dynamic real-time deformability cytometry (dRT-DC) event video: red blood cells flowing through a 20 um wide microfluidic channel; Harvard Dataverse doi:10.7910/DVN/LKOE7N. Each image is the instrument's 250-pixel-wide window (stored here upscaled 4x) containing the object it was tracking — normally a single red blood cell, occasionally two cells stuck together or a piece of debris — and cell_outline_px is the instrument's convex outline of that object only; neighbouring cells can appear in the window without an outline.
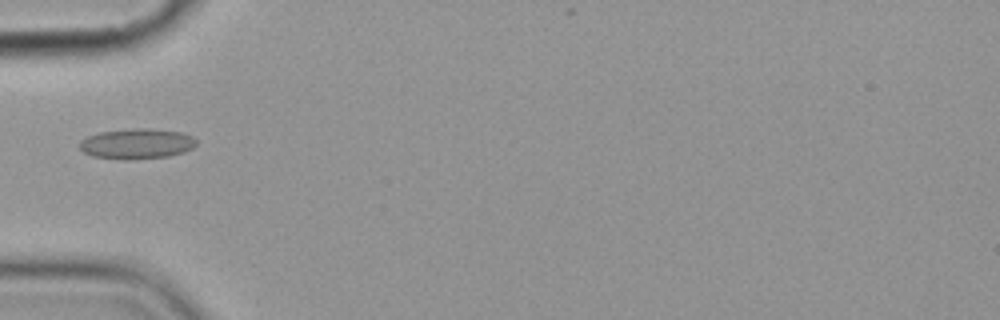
{"species": "common noctule bat (a hibernating species)", "species_latin": "Nyctalus noctula", "temperature_condition": "cold", "stored_images_in_passage": 11, "camera_frame_rate_fps": 3000, "um_per_image_px": 0.085, "animal": {"sex": "female", "body_mass_g": 19.9}, "frame": {"image": 1, "passage_image": 5, "time_ms": 5.667, "image_size_px": [1000, 320], "cell_outline_px": [[196, 144], [192, 148], [184, 152], [168, 156], [128, 160], [124, 160], [92, 156], [84, 152], [80, 148], [80, 140], [88, 136], [100, 132], [132, 128], [148, 128], [180, 132], [192, 136], [196, 140]], "centroid_in_image_um": [11.62, 12.22], "position_along_channel_um": 73.4, "area_um2": 20.63}}
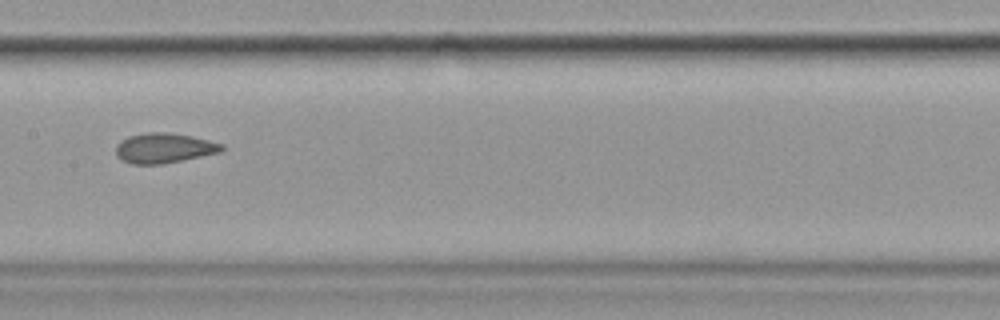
{"frame": {"image": 2, "passage_image": 8, "time_ms": 9.0, "image_size_px": [1000, 320], "cell_outline_px": [[224, 148], [220, 152], [164, 164], [132, 164], [120, 160], [116, 156], [116, 144], [120, 140], [128, 136], [144, 132], [168, 132], [192, 136], [224, 144]], "centroid_in_image_um": [13.9, 12.58], "position_along_channel_um": 193.5, "area_um2": 18.73}}
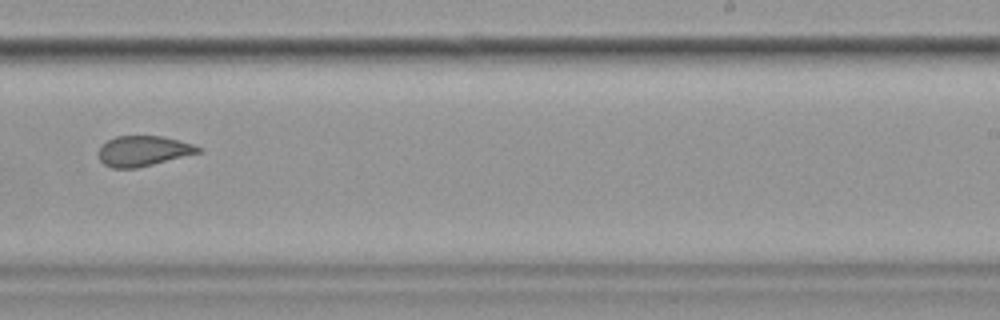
{"frame": {"image": 3, "passage_image": 10, "time_ms": 11.333, "image_size_px": [1000, 320], "cell_outline_px": [[204, 152], [136, 168], [112, 168], [104, 164], [100, 160], [96, 152], [108, 140], [116, 136], [160, 136], [192, 144], [204, 148]], "centroid_in_image_um": [12.19, 12.84], "position_along_channel_um": 276.8, "area_um2": 17.63}}